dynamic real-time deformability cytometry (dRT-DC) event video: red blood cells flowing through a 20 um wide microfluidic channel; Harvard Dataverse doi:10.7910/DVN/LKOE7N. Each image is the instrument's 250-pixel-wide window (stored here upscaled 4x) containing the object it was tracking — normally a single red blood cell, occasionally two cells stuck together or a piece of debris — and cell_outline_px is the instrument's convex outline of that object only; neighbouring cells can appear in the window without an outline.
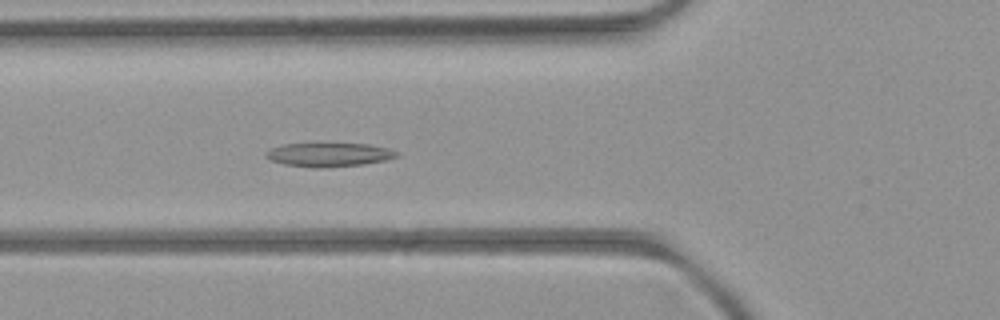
{"species": "common noctule bat (a hibernating species)", "species_latin": "Nyctalus noctula", "temperature_condition": "room temperature", "stored_images_in_passage": 45, "camera_frame_rate_fps": 3000, "um_per_image_px": 0.085, "animal": {"sex": "female", "body_mass_g": 21.9}, "frame": {"image": 1, "passage_image": 11, "time_ms": 3.333, "image_size_px": [1000, 320], "cell_outline_px": [[400, 156], [384, 160], [364, 164], [320, 168], [312, 168], [284, 164], [272, 160], [264, 156], [264, 152], [272, 148], [284, 144], [312, 140], [368, 144], [388, 148], [400, 152]], "centroid_in_image_um": [27.93, 13.09], "position_along_channel_um": 97.9, "area_um2": 19.31}}
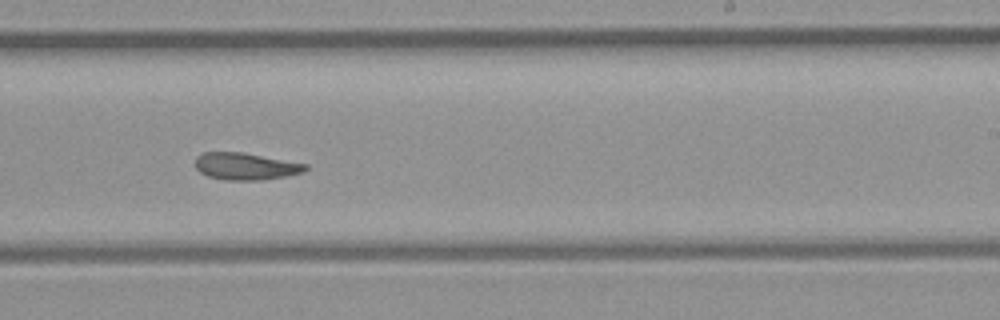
{"frame": {"image": 2, "passage_image": 24, "time_ms": 7.667, "image_size_px": [1000, 320], "cell_outline_px": [[308, 168], [304, 172], [264, 180], [228, 180], [208, 176], [200, 172], [196, 168], [196, 156], [204, 152], [240, 152], [308, 164]], "centroid_in_image_um": [20.88, 14.14], "position_along_channel_um": 268.1, "area_um2": 17.22}}
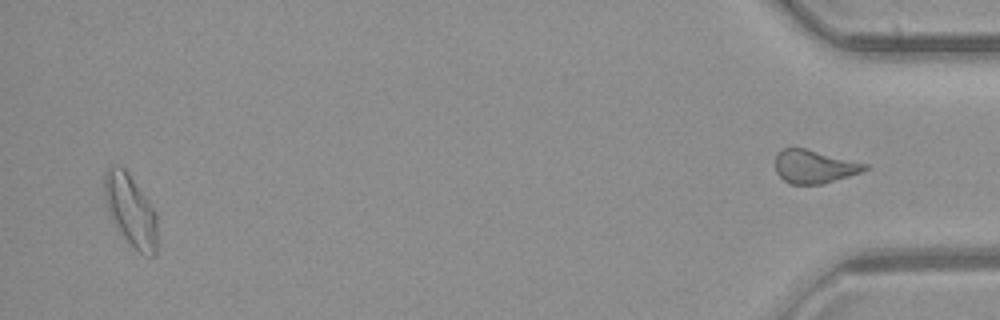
{"frame": {"image": 3, "passage_image": 43, "time_ms": 14.0, "image_size_px": [1000, 320], "cell_outline_px": [[156, 252], [152, 256], [144, 256], [120, 232], [112, 216], [104, 196], [104, 172], [112, 164], [124, 168], [128, 172], [156, 212]], "centroid_in_image_um": [11.11, 17.84], "position_along_channel_um": 424.1, "area_um2": 21.44}, "authors_computed_cell_mechanics": {"area_um2": 18.3226, "velocity_mm_per_s": 3.9301, "shape_relaxation_time_tau1_ms": null, "shape_relaxation_time_tau2_ms": 7.2332, "deformation_change_tau1": null, "deformation_change_tau2": 0.1479}}